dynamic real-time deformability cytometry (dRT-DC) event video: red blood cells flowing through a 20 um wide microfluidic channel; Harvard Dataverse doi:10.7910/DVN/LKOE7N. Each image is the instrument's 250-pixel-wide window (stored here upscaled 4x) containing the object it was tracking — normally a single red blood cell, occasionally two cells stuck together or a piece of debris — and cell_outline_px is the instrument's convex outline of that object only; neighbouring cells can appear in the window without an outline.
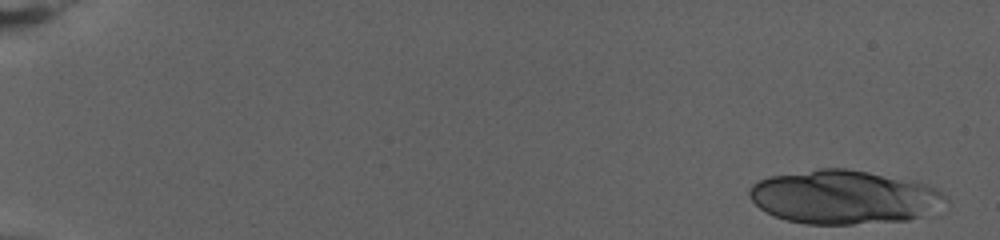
{"species": "human", "species_latin": "Homo sapiens", "temperature_condition": "warm", "stored_images_in_passage": 45, "camera_frame_rate_fps": 3000, "um_per_image_px": 0.085, "donor": {"sex": "female"}, "frame": {"image": 1, "passage_image": 1, "time_ms": 0.0, "image_size_px": [1000, 240], "cell_outline_px": [[948, 200], [908, 220], [852, 224], [804, 224], [788, 220], [776, 216], [760, 208], [748, 196], [748, 192], [752, 184], [768, 176], [820, 168], [844, 168], [868, 172], [928, 184], [936, 188], [948, 196]], "centroid_in_image_um": [71.67, 16.74], "position_along_channel_um": 13.3, "area_um2": 60.75}}
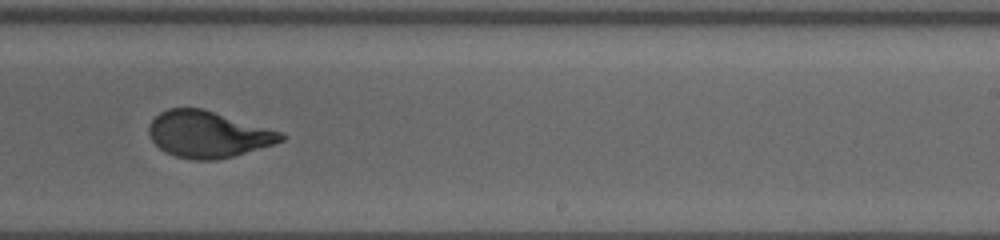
{"frame": {"image": 2, "passage_image": 31, "time_ms": 10.0, "image_size_px": [1000, 240], "cell_outline_px": [[288, 136], [284, 140], [272, 144], [232, 156], [216, 160], [192, 160], [176, 156], [164, 152], [152, 140], [148, 132], [148, 124], [160, 112], [168, 108], [204, 108], [284, 132]], "centroid_in_image_um": [17.69, 11.4], "position_along_channel_um": 271.3, "area_um2": 35.95}}
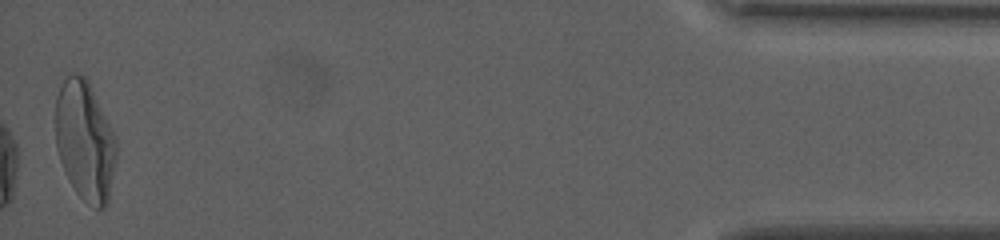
{"frame": {"image": 3, "passage_image": 45, "time_ms": 14.667, "image_size_px": [1000, 240], "cell_outline_px": [[116, 156], [108, 204], [104, 208], [96, 208], [84, 200], [76, 192], [60, 160], [56, 148], [56, 96], [68, 72], [80, 72], [88, 80], [116, 140]], "centroid_in_image_um": [7.21, 11.94], "position_along_channel_um": 428.0, "area_um2": 42.02}}